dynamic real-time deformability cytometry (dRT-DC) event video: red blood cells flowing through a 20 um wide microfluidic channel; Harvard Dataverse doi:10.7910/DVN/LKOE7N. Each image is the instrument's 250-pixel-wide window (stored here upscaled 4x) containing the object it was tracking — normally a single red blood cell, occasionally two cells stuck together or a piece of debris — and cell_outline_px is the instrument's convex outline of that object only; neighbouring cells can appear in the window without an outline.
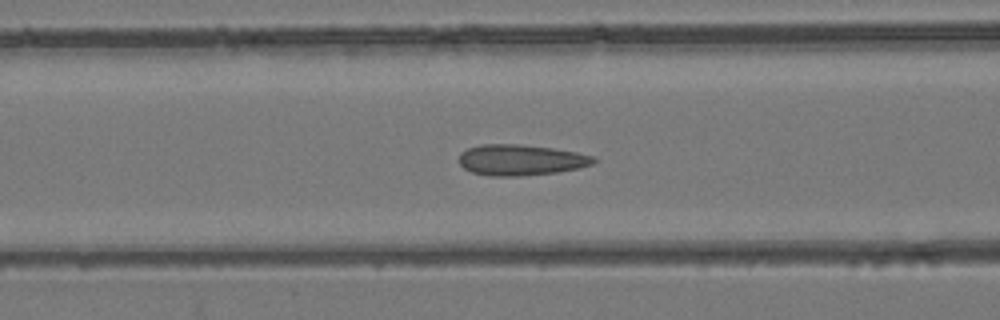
{"species": "common noctule bat (a hibernating species)", "species_latin": "Nyctalus noctula", "temperature_condition": "room temperature", "stored_images_in_passage": 33, "camera_frame_rate_fps": 3000, "um_per_image_px": 0.085, "animal": {"sex": "female", "body_mass_g": 24.6, "forearm_length_mm": 56.2}, "frame": {"image": 1, "passage_image": 6, "time_ms": 1.667, "image_size_px": [1000, 320], "cell_outline_px": [[596, 160], [592, 164], [580, 168], [556, 172], [520, 176], [492, 176], [472, 172], [464, 168], [460, 164], [460, 152], [468, 148], [480, 144], [520, 144], [552, 148], [576, 152], [592, 156]], "centroid_in_image_um": [44.25, 13.59], "position_along_channel_um": 122.4, "area_um2": 24.1}}
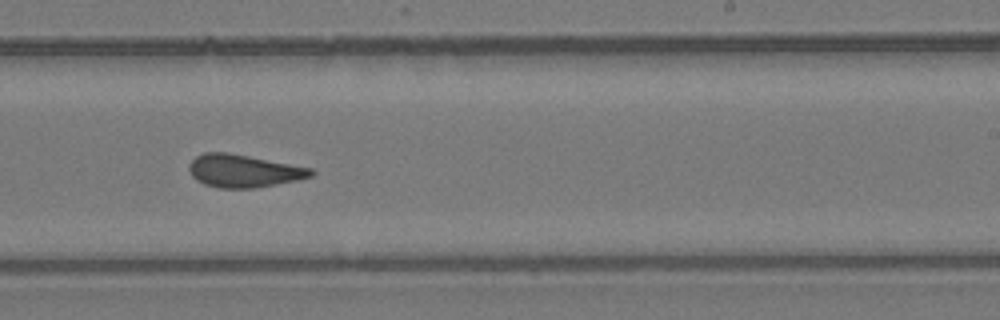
{"frame": {"image": 2, "passage_image": 16, "time_ms": 5.0, "image_size_px": [1000, 320], "cell_outline_px": [[316, 172], [312, 176], [296, 180], [256, 188], [220, 188], [204, 184], [196, 180], [192, 176], [188, 168], [188, 164], [196, 156], [204, 152], [228, 152], [312, 168]], "centroid_in_image_um": [20.69, 14.52], "position_along_channel_um": 268.3, "area_um2": 23.29}}
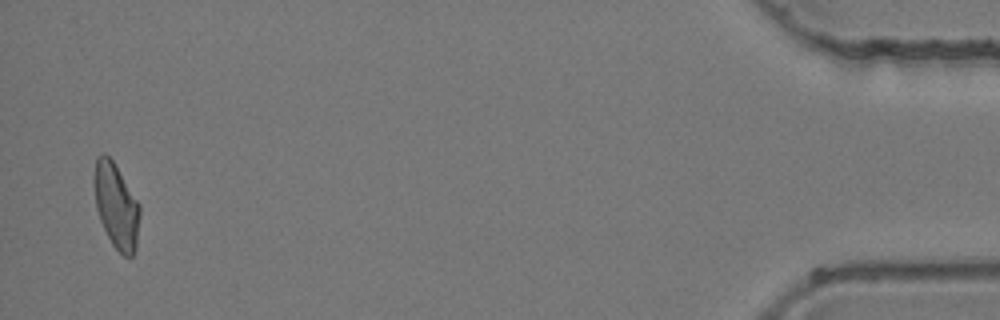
{"frame": {"image": 3, "passage_image": 33, "time_ms": 10.667, "image_size_px": [1000, 320], "cell_outline_px": [[140, 212], [136, 248], [132, 256], [124, 256], [112, 244], [100, 220], [96, 208], [92, 180], [92, 176], [96, 156], [104, 152], [112, 160], [140, 204]], "centroid_in_image_um": [9.85, 17.45], "position_along_channel_um": 425.4, "area_um2": 22.77}}